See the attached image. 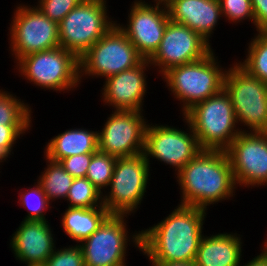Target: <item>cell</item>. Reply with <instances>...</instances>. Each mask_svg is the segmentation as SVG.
Segmentation results:
<instances>
[{
	"label": "cell",
	"instance_id": "6da1fadb",
	"mask_svg": "<svg viewBox=\"0 0 267 266\" xmlns=\"http://www.w3.org/2000/svg\"><path fill=\"white\" fill-rule=\"evenodd\" d=\"M206 215V209L178 204L158 224L141 230L140 251L150 262H195Z\"/></svg>",
	"mask_w": 267,
	"mask_h": 266
},
{
	"label": "cell",
	"instance_id": "7a4b0ae2",
	"mask_svg": "<svg viewBox=\"0 0 267 266\" xmlns=\"http://www.w3.org/2000/svg\"><path fill=\"white\" fill-rule=\"evenodd\" d=\"M180 205L206 209L235 196L237 190L228 155L223 150H202L177 174Z\"/></svg>",
	"mask_w": 267,
	"mask_h": 266
},
{
	"label": "cell",
	"instance_id": "3957f363",
	"mask_svg": "<svg viewBox=\"0 0 267 266\" xmlns=\"http://www.w3.org/2000/svg\"><path fill=\"white\" fill-rule=\"evenodd\" d=\"M214 54L213 49L203 59L172 67L162 75L171 95L180 101L182 116L195 104L224 88L227 69L220 66Z\"/></svg>",
	"mask_w": 267,
	"mask_h": 266
},
{
	"label": "cell",
	"instance_id": "277c9868",
	"mask_svg": "<svg viewBox=\"0 0 267 266\" xmlns=\"http://www.w3.org/2000/svg\"><path fill=\"white\" fill-rule=\"evenodd\" d=\"M183 116L203 150L225 151L241 132H246V128L237 126L231 99L224 88L195 104Z\"/></svg>",
	"mask_w": 267,
	"mask_h": 266
},
{
	"label": "cell",
	"instance_id": "5b68a950",
	"mask_svg": "<svg viewBox=\"0 0 267 266\" xmlns=\"http://www.w3.org/2000/svg\"><path fill=\"white\" fill-rule=\"evenodd\" d=\"M16 64L22 79L41 89L65 93L81 84L79 58L62 47L23 56Z\"/></svg>",
	"mask_w": 267,
	"mask_h": 266
},
{
	"label": "cell",
	"instance_id": "8992f818",
	"mask_svg": "<svg viewBox=\"0 0 267 266\" xmlns=\"http://www.w3.org/2000/svg\"><path fill=\"white\" fill-rule=\"evenodd\" d=\"M107 0H82L59 23L60 47L80 58L115 24L108 15Z\"/></svg>",
	"mask_w": 267,
	"mask_h": 266
},
{
	"label": "cell",
	"instance_id": "52a82bcc",
	"mask_svg": "<svg viewBox=\"0 0 267 266\" xmlns=\"http://www.w3.org/2000/svg\"><path fill=\"white\" fill-rule=\"evenodd\" d=\"M224 89L229 94L237 124L247 132H267V83L250 75L237 62L226 70Z\"/></svg>",
	"mask_w": 267,
	"mask_h": 266
},
{
	"label": "cell",
	"instance_id": "ba28073f",
	"mask_svg": "<svg viewBox=\"0 0 267 266\" xmlns=\"http://www.w3.org/2000/svg\"><path fill=\"white\" fill-rule=\"evenodd\" d=\"M150 168L143 153L117 158L110 188L103 194V206L110 214L131 215L138 210L149 184Z\"/></svg>",
	"mask_w": 267,
	"mask_h": 266
},
{
	"label": "cell",
	"instance_id": "9c48e42d",
	"mask_svg": "<svg viewBox=\"0 0 267 266\" xmlns=\"http://www.w3.org/2000/svg\"><path fill=\"white\" fill-rule=\"evenodd\" d=\"M142 60L135 46L115 24L79 58L80 82L89 76L105 80L134 68Z\"/></svg>",
	"mask_w": 267,
	"mask_h": 266
},
{
	"label": "cell",
	"instance_id": "30bf717a",
	"mask_svg": "<svg viewBox=\"0 0 267 266\" xmlns=\"http://www.w3.org/2000/svg\"><path fill=\"white\" fill-rule=\"evenodd\" d=\"M125 217L128 215L110 214L91 236L79 244L85 266H127L128 244L130 246L132 242L137 250H141V231L129 236Z\"/></svg>",
	"mask_w": 267,
	"mask_h": 266
},
{
	"label": "cell",
	"instance_id": "8fae6325",
	"mask_svg": "<svg viewBox=\"0 0 267 266\" xmlns=\"http://www.w3.org/2000/svg\"><path fill=\"white\" fill-rule=\"evenodd\" d=\"M31 6L21 3L13 13L8 35L14 63L23 56L60 47L58 24Z\"/></svg>",
	"mask_w": 267,
	"mask_h": 266
},
{
	"label": "cell",
	"instance_id": "7c38bea8",
	"mask_svg": "<svg viewBox=\"0 0 267 266\" xmlns=\"http://www.w3.org/2000/svg\"><path fill=\"white\" fill-rule=\"evenodd\" d=\"M187 124L186 131L166 124L148 123L145 131L143 154L150 163V158L175 168L176 174L203 149L194 134L191 125L183 116ZM189 129V130H188Z\"/></svg>",
	"mask_w": 267,
	"mask_h": 266
},
{
	"label": "cell",
	"instance_id": "4fadbf2b",
	"mask_svg": "<svg viewBox=\"0 0 267 266\" xmlns=\"http://www.w3.org/2000/svg\"><path fill=\"white\" fill-rule=\"evenodd\" d=\"M225 152L237 188L267 185V132H241Z\"/></svg>",
	"mask_w": 267,
	"mask_h": 266
},
{
	"label": "cell",
	"instance_id": "5bb4252c",
	"mask_svg": "<svg viewBox=\"0 0 267 266\" xmlns=\"http://www.w3.org/2000/svg\"><path fill=\"white\" fill-rule=\"evenodd\" d=\"M146 120L141 111L112 110L98 130L99 150L117 158L143 153Z\"/></svg>",
	"mask_w": 267,
	"mask_h": 266
},
{
	"label": "cell",
	"instance_id": "9a60e30c",
	"mask_svg": "<svg viewBox=\"0 0 267 266\" xmlns=\"http://www.w3.org/2000/svg\"><path fill=\"white\" fill-rule=\"evenodd\" d=\"M212 50L211 45L198 33L186 25L169 20L160 46L149 62L153 68L157 67L162 76L172 67L203 59Z\"/></svg>",
	"mask_w": 267,
	"mask_h": 266
},
{
	"label": "cell",
	"instance_id": "2e32d148",
	"mask_svg": "<svg viewBox=\"0 0 267 266\" xmlns=\"http://www.w3.org/2000/svg\"><path fill=\"white\" fill-rule=\"evenodd\" d=\"M127 24L117 23L118 28L135 46L138 54L149 60L160 46L169 19L168 9L153 6L145 0L133 1Z\"/></svg>",
	"mask_w": 267,
	"mask_h": 266
},
{
	"label": "cell",
	"instance_id": "e0dca14e",
	"mask_svg": "<svg viewBox=\"0 0 267 266\" xmlns=\"http://www.w3.org/2000/svg\"><path fill=\"white\" fill-rule=\"evenodd\" d=\"M151 64L143 59L134 68L122 71L105 79L102 88L104 105L114 110H132L143 112L144 97L147 93L146 71ZM146 70V71H145Z\"/></svg>",
	"mask_w": 267,
	"mask_h": 266
},
{
	"label": "cell",
	"instance_id": "ac0fdd59",
	"mask_svg": "<svg viewBox=\"0 0 267 266\" xmlns=\"http://www.w3.org/2000/svg\"><path fill=\"white\" fill-rule=\"evenodd\" d=\"M50 223L23 220L10 239L15 258L27 266H43L56 249Z\"/></svg>",
	"mask_w": 267,
	"mask_h": 266
},
{
	"label": "cell",
	"instance_id": "d6986e66",
	"mask_svg": "<svg viewBox=\"0 0 267 266\" xmlns=\"http://www.w3.org/2000/svg\"><path fill=\"white\" fill-rule=\"evenodd\" d=\"M167 9L171 21L186 25L211 45L210 38L222 18L219 0H173Z\"/></svg>",
	"mask_w": 267,
	"mask_h": 266
},
{
	"label": "cell",
	"instance_id": "ffe728a7",
	"mask_svg": "<svg viewBox=\"0 0 267 266\" xmlns=\"http://www.w3.org/2000/svg\"><path fill=\"white\" fill-rule=\"evenodd\" d=\"M241 237L237 233L203 235L195 259L196 266H240Z\"/></svg>",
	"mask_w": 267,
	"mask_h": 266
},
{
	"label": "cell",
	"instance_id": "44dd1931",
	"mask_svg": "<svg viewBox=\"0 0 267 266\" xmlns=\"http://www.w3.org/2000/svg\"><path fill=\"white\" fill-rule=\"evenodd\" d=\"M45 146L44 156L57 162L73 155L95 153L99 150L98 131L67 129L50 139Z\"/></svg>",
	"mask_w": 267,
	"mask_h": 266
},
{
	"label": "cell",
	"instance_id": "7402d4cb",
	"mask_svg": "<svg viewBox=\"0 0 267 266\" xmlns=\"http://www.w3.org/2000/svg\"><path fill=\"white\" fill-rule=\"evenodd\" d=\"M66 209L61 220L62 230L77 244L91 236L110 215L105 207Z\"/></svg>",
	"mask_w": 267,
	"mask_h": 266
},
{
	"label": "cell",
	"instance_id": "603a6c76",
	"mask_svg": "<svg viewBox=\"0 0 267 266\" xmlns=\"http://www.w3.org/2000/svg\"><path fill=\"white\" fill-rule=\"evenodd\" d=\"M44 159L47 167L41 172L36 182L41 185L51 204L59 199L66 201L69 189L75 178L66 172L60 162L50 160L47 157H44Z\"/></svg>",
	"mask_w": 267,
	"mask_h": 266
},
{
	"label": "cell",
	"instance_id": "cb8c5ba5",
	"mask_svg": "<svg viewBox=\"0 0 267 266\" xmlns=\"http://www.w3.org/2000/svg\"><path fill=\"white\" fill-rule=\"evenodd\" d=\"M246 50V59L237 63L250 75L267 83V36L264 33L254 34Z\"/></svg>",
	"mask_w": 267,
	"mask_h": 266
},
{
	"label": "cell",
	"instance_id": "d4e9b609",
	"mask_svg": "<svg viewBox=\"0 0 267 266\" xmlns=\"http://www.w3.org/2000/svg\"><path fill=\"white\" fill-rule=\"evenodd\" d=\"M11 92L0 89V125H32V108Z\"/></svg>",
	"mask_w": 267,
	"mask_h": 266
},
{
	"label": "cell",
	"instance_id": "484cf974",
	"mask_svg": "<svg viewBox=\"0 0 267 266\" xmlns=\"http://www.w3.org/2000/svg\"><path fill=\"white\" fill-rule=\"evenodd\" d=\"M66 200L73 208L104 207L103 194L86 177L73 180Z\"/></svg>",
	"mask_w": 267,
	"mask_h": 266
},
{
	"label": "cell",
	"instance_id": "4316f807",
	"mask_svg": "<svg viewBox=\"0 0 267 266\" xmlns=\"http://www.w3.org/2000/svg\"><path fill=\"white\" fill-rule=\"evenodd\" d=\"M116 160L117 157L101 152L100 150L92 155L86 178L102 194L107 192L105 188L107 189L110 185Z\"/></svg>",
	"mask_w": 267,
	"mask_h": 266
},
{
	"label": "cell",
	"instance_id": "83f0119b",
	"mask_svg": "<svg viewBox=\"0 0 267 266\" xmlns=\"http://www.w3.org/2000/svg\"><path fill=\"white\" fill-rule=\"evenodd\" d=\"M32 188L28 187V190H23L19 193L18 203L20 206L26 208L27 215L23 220H42L47 221L46 212L52 209L51 203L49 202L46 194L43 192L41 185L34 182Z\"/></svg>",
	"mask_w": 267,
	"mask_h": 266
},
{
	"label": "cell",
	"instance_id": "f1b7e54d",
	"mask_svg": "<svg viewBox=\"0 0 267 266\" xmlns=\"http://www.w3.org/2000/svg\"><path fill=\"white\" fill-rule=\"evenodd\" d=\"M221 6L222 17L228 22L241 23L245 19L251 21L255 26V17L251 5V0H219Z\"/></svg>",
	"mask_w": 267,
	"mask_h": 266
},
{
	"label": "cell",
	"instance_id": "f546056e",
	"mask_svg": "<svg viewBox=\"0 0 267 266\" xmlns=\"http://www.w3.org/2000/svg\"><path fill=\"white\" fill-rule=\"evenodd\" d=\"M43 266H85L82 248L79 244L57 248Z\"/></svg>",
	"mask_w": 267,
	"mask_h": 266
},
{
	"label": "cell",
	"instance_id": "4dcf8cb0",
	"mask_svg": "<svg viewBox=\"0 0 267 266\" xmlns=\"http://www.w3.org/2000/svg\"><path fill=\"white\" fill-rule=\"evenodd\" d=\"M82 0H38L40 11L57 24Z\"/></svg>",
	"mask_w": 267,
	"mask_h": 266
},
{
	"label": "cell",
	"instance_id": "1f68e13d",
	"mask_svg": "<svg viewBox=\"0 0 267 266\" xmlns=\"http://www.w3.org/2000/svg\"><path fill=\"white\" fill-rule=\"evenodd\" d=\"M31 127V125H0V148L8 156L13 154L14 145Z\"/></svg>",
	"mask_w": 267,
	"mask_h": 266
},
{
	"label": "cell",
	"instance_id": "d6a6232c",
	"mask_svg": "<svg viewBox=\"0 0 267 266\" xmlns=\"http://www.w3.org/2000/svg\"><path fill=\"white\" fill-rule=\"evenodd\" d=\"M94 153L73 155L61 159L59 162L63 168L74 178L86 177L87 169L90 165Z\"/></svg>",
	"mask_w": 267,
	"mask_h": 266
},
{
	"label": "cell",
	"instance_id": "836d02e7",
	"mask_svg": "<svg viewBox=\"0 0 267 266\" xmlns=\"http://www.w3.org/2000/svg\"><path fill=\"white\" fill-rule=\"evenodd\" d=\"M257 33L267 32V0H251Z\"/></svg>",
	"mask_w": 267,
	"mask_h": 266
},
{
	"label": "cell",
	"instance_id": "e575fe53",
	"mask_svg": "<svg viewBox=\"0 0 267 266\" xmlns=\"http://www.w3.org/2000/svg\"><path fill=\"white\" fill-rule=\"evenodd\" d=\"M242 266V264L240 265ZM243 266H267V256L263 253L255 256L252 260L248 261Z\"/></svg>",
	"mask_w": 267,
	"mask_h": 266
},
{
	"label": "cell",
	"instance_id": "d590c367",
	"mask_svg": "<svg viewBox=\"0 0 267 266\" xmlns=\"http://www.w3.org/2000/svg\"><path fill=\"white\" fill-rule=\"evenodd\" d=\"M152 266H196L195 262H150Z\"/></svg>",
	"mask_w": 267,
	"mask_h": 266
},
{
	"label": "cell",
	"instance_id": "8d00e7d4",
	"mask_svg": "<svg viewBox=\"0 0 267 266\" xmlns=\"http://www.w3.org/2000/svg\"><path fill=\"white\" fill-rule=\"evenodd\" d=\"M173 0H153L154 6H162V7H168Z\"/></svg>",
	"mask_w": 267,
	"mask_h": 266
},
{
	"label": "cell",
	"instance_id": "74e56055",
	"mask_svg": "<svg viewBox=\"0 0 267 266\" xmlns=\"http://www.w3.org/2000/svg\"><path fill=\"white\" fill-rule=\"evenodd\" d=\"M7 158H9V156L0 148V163L8 160Z\"/></svg>",
	"mask_w": 267,
	"mask_h": 266
},
{
	"label": "cell",
	"instance_id": "f35d334b",
	"mask_svg": "<svg viewBox=\"0 0 267 266\" xmlns=\"http://www.w3.org/2000/svg\"><path fill=\"white\" fill-rule=\"evenodd\" d=\"M264 245H263V248L261 249V253H263L264 255H266L267 256V238H266V240H264Z\"/></svg>",
	"mask_w": 267,
	"mask_h": 266
}]
</instances>
